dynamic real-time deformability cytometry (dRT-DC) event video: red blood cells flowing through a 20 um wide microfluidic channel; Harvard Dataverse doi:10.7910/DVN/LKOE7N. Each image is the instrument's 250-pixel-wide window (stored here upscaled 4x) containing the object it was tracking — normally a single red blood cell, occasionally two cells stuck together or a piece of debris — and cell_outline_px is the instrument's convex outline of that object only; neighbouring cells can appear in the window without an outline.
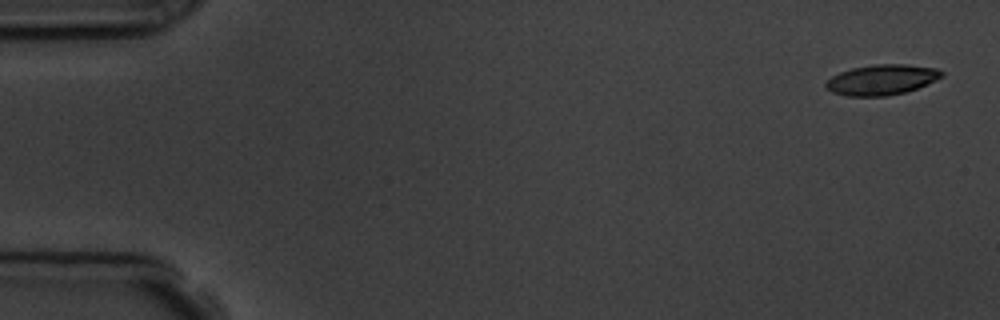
{"species": "common noctule bat (a hibernating species)", "species_latin": "Nyctalus noctula", "temperature_condition": "room temperature", "stored_images_in_passage": 5, "camera_frame_rate_fps": 3000, "um_per_image_px": 0.085, "animal": {"sex": "male", "body_mass_g": 19.5, "forearm_length_mm": 54.6}, "frame": {"image": 1, "passage_image": 1, "time_ms": 0.0, "image_size_px": [1000, 320], "cell_outline_px": [[944, 76], [916, 88], [904, 92], [888, 96], [844, 96], [832, 92], [824, 84], [832, 76], [840, 72], [852, 68], [876, 64], [904, 64], [936, 68], [944, 72]], "centroid_in_image_um": [74.94, 6.78], "position_along_channel_um": 10.1, "area_um2": 20.35}}
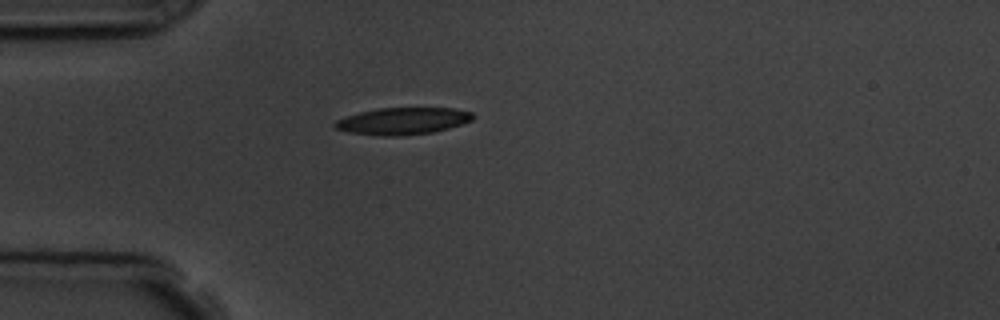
{"frame": {"image": 2, "passage_image": 5, "time_ms": 4.333, "image_size_px": [1000, 320], "cell_outline_px": [[476, 116], [472, 120], [448, 128], [432, 132], [404, 136], [384, 136], [348, 132], [336, 128], [332, 124], [336, 120], [360, 112], [380, 108], [452, 108], [472, 112]], "centroid_in_image_um": [34.25, 10.29], "position_along_channel_um": 50.8, "area_um2": 21.56}}